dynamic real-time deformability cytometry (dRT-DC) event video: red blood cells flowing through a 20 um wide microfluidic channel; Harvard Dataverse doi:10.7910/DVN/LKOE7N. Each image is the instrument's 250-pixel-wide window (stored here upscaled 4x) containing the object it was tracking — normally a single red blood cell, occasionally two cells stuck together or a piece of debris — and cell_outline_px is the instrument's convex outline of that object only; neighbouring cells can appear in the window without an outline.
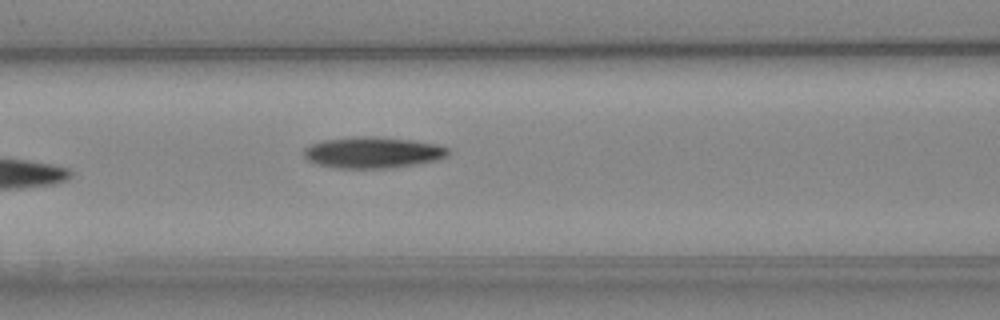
{"species": "Egyptian fruit bat (a non-hibernating species)", "species_latin": "Rousettus aegyptiacus", "temperature_condition": "cold", "stored_images_in_passage": 6, "camera_frame_rate_fps": 3000, "um_per_image_px": 0.085, "animal": {"sex": "female"}, "frame": {"image": 1, "passage_image": 6, "time_ms": 6.0, "image_size_px": [1000, 320], "cell_outline_px": [[452, 152], [448, 156], [436, 160], [416, 164], [392, 168], [336, 168], [316, 164], [308, 160], [304, 156], [304, 148], [312, 144], [324, 140], [352, 136], [376, 136], [412, 140], [436, 144], [448, 148]], "centroid_in_image_um": [31.7, 12.96], "position_along_channel_um": 134.9, "area_um2": 26.47}}